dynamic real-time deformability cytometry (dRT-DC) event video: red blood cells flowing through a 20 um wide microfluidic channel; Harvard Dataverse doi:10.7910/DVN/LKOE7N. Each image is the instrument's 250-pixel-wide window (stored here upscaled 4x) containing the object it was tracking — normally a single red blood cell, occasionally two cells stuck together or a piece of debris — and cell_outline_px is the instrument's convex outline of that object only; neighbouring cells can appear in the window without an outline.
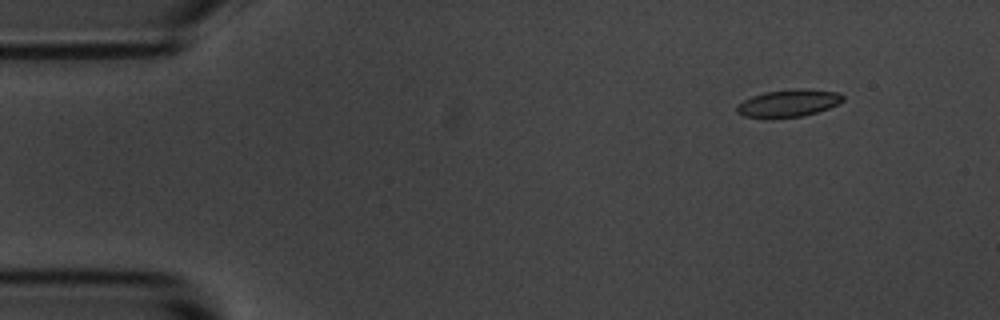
{"species": "common noctule bat (a hibernating species)", "species_latin": "Nyctalus noctula", "temperature_condition": "room temperature", "stored_images_in_passage": 4, "camera_frame_rate_fps": 3000, "um_per_image_px": 0.085, "animal": {"sex": "male", "body_mass_g": 20.1, "forearm_length_mm": 53.5}, "frame": {"image": 1, "passage_image": 2, "time_ms": 1.0, "image_size_px": [1000, 320], "cell_outline_px": [[844, 100], [840, 104], [804, 116], [772, 120], [764, 120], [744, 116], [736, 112], [736, 104], [752, 96], [764, 92], [804, 88], [840, 92], [844, 96]], "centroid_in_image_um": [67.0, 8.8], "position_along_channel_um": 18.0, "area_um2": 17.57}}